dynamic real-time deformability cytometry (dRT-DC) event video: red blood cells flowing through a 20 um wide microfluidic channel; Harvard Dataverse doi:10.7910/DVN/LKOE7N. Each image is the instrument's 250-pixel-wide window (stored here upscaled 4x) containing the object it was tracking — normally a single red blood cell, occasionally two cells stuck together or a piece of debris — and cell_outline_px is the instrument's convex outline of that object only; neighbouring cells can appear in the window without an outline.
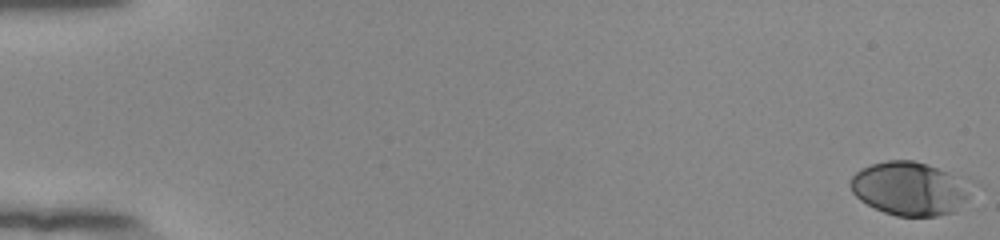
{"species": "human", "species_latin": "Homo sapiens", "temperature_condition": "room temperature", "stored_images_in_passage": 55, "camera_frame_rate_fps": 3000, "um_per_image_px": 0.085, "donor": {"sex": "female"}, "frame": {"image": 1, "passage_image": 1, "time_ms": 0.0, "image_size_px": [1000, 240], "cell_outline_px": [[984, 188], [956, 212], [936, 216], [896, 216], [884, 212], [860, 200], [852, 192], [852, 176], [860, 168], [872, 164], [888, 160], [912, 160], [928, 164], [968, 176], [980, 184]], "centroid_in_image_um": [77.62, 16.01], "position_along_channel_um": 7.4, "area_um2": 39.77}}
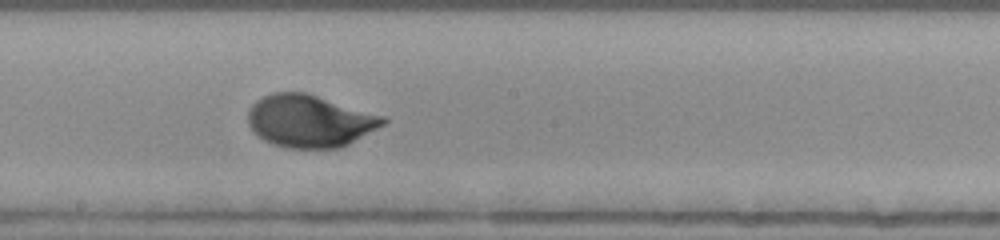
{"frame": {"image": 2, "passage_image": 32, "time_ms": 10.333, "image_size_px": [1000, 240], "cell_outline_px": [[388, 120], [384, 124], [348, 144], [340, 148], [288, 148], [272, 144], [264, 140], [248, 124], [248, 112], [252, 104], [256, 100], [272, 92], [304, 92], [384, 116]], "centroid_in_image_um": [26.3, 10.28], "position_along_channel_um": 221.9, "area_um2": 40.81}}
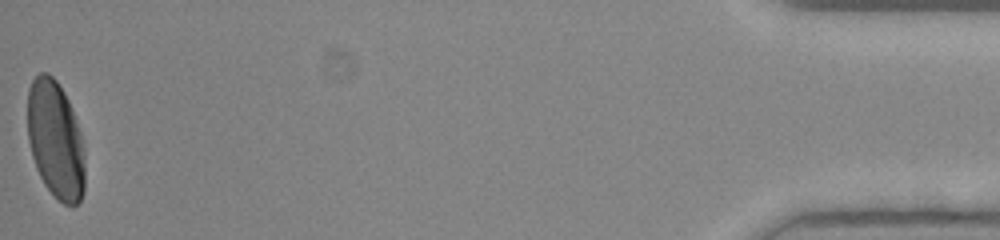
{"frame": {"image": 3, "passage_image": 55, "time_ms": 18.0, "image_size_px": [1000, 240], "cell_outline_px": [[84, 192], [80, 200], [72, 208], [64, 204], [44, 184], [36, 168], [32, 156], [28, 140], [28, 88], [32, 80], [40, 72], [48, 72], [56, 80], [64, 92], [68, 100], [80, 132], [84, 160]], "centroid_in_image_um": [4.71, 11.88], "position_along_channel_um": 430.5, "area_um2": 39.13}, "authors_computed_cell_mechanics": {"area_um2": 39.0728, "velocity_mm_per_s": 3.8734, "shape_relaxation_time_tau1_ms": 3.0707, "shape_relaxation_time_tau2_ms": null, "deformation_change_tau1": 0.1722, "deformation_change_tau2": null}}